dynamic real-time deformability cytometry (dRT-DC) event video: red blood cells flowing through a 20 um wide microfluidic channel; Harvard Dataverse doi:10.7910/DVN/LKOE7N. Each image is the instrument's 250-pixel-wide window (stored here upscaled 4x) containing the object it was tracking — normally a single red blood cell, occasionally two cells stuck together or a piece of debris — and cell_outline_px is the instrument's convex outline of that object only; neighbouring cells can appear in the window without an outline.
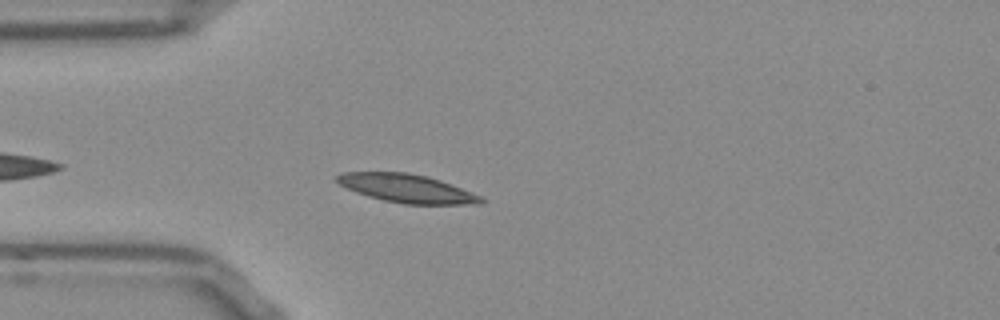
{"species": "Egyptian fruit bat (a non-hibernating species)", "species_latin": "Rousettus aegyptiacus", "temperature_condition": "room temperature", "stored_images_in_passage": 16, "camera_frame_rate_fps": 3000, "um_per_image_px": 0.085, "frame": {"image": 1, "passage_image": 5, "time_ms": 1.333, "image_size_px": [1000, 320], "cell_outline_px": [[488, 200], [484, 204], [404, 204], [384, 200], [368, 196], [356, 192], [340, 184], [336, 180], [336, 176], [344, 172], [408, 172], [428, 176], [440, 180], [472, 192]], "centroid_in_image_um": [34.63, 16.02], "position_along_channel_um": 50.4, "area_um2": 23.81}}
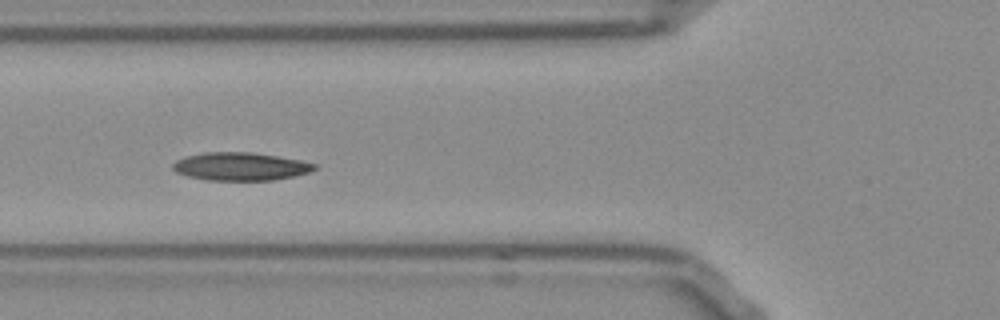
{"frame": {"image": 2, "passage_image": 10, "time_ms": 3.0, "image_size_px": [1000, 320], "cell_outline_px": [[320, 164], [316, 168], [308, 172], [292, 176], [272, 180], [208, 180], [188, 176], [176, 172], [172, 168], [172, 164], [176, 160], [188, 156], [204, 152], [252, 152], [300, 160]], "centroid_in_image_um": [20.44, 14.14], "position_along_channel_um": 105.4, "area_um2": 23.0}}
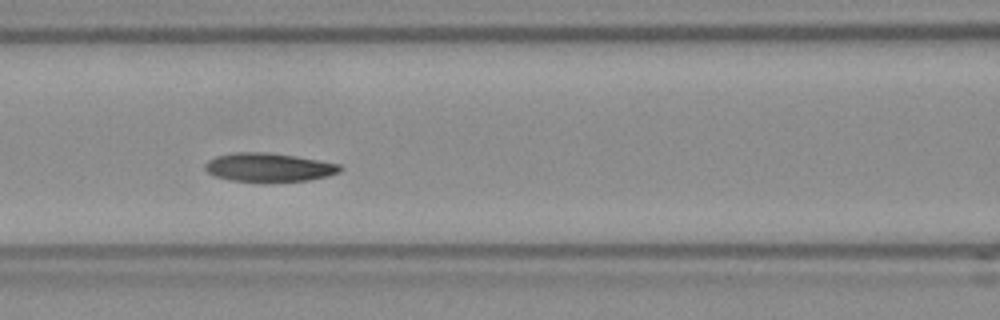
{"frame": {"image": 3, "passage_image": 13, "time_ms": 4.0, "image_size_px": [1000, 320], "cell_outline_px": [[340, 172], [328, 176], [312, 180], [264, 184], [228, 180], [212, 176], [204, 168], [204, 164], [208, 160], [216, 156], [232, 152], [268, 152], [340, 164]], "centroid_in_image_um": [22.78, 14.27], "position_along_channel_um": 143.8, "area_um2": 23.29}}